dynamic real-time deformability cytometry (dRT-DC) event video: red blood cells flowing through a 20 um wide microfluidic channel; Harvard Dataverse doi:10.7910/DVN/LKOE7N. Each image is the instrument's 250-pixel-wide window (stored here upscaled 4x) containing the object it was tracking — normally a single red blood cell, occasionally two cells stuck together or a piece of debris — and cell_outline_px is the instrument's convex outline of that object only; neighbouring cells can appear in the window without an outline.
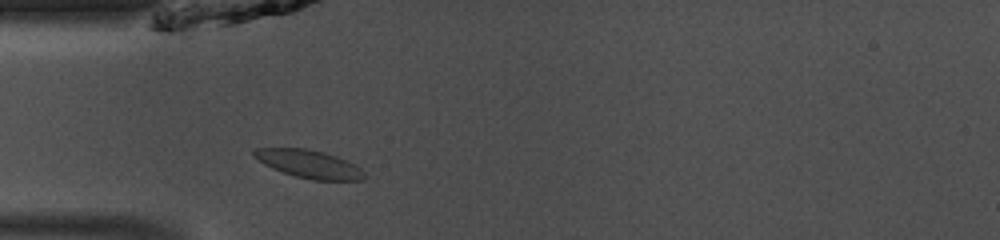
{"species": "common noctule bat (a hibernating species)", "species_latin": "Nyctalus noctula", "temperature_condition": "room temperature", "stored_images_in_passage": 38, "camera_frame_rate_fps": 3000, "um_per_image_px": 0.085, "animal": {"sex": "male", "body_mass_g": 13.0, "forearm_length_mm": 53.1}, "frame": {"image": 1, "passage_image": 4, "time_ms": 1.0, "image_size_px": [1000, 240], "cell_outline_px": [[368, 176], [364, 180], [312, 180], [296, 176], [272, 168], [264, 164], [252, 156], [252, 152], [256, 148], [304, 148], [324, 152], [336, 156], [360, 168]], "centroid_in_image_um": [26.26, 13.94], "position_along_channel_um": 58.7, "area_um2": 17.92}}
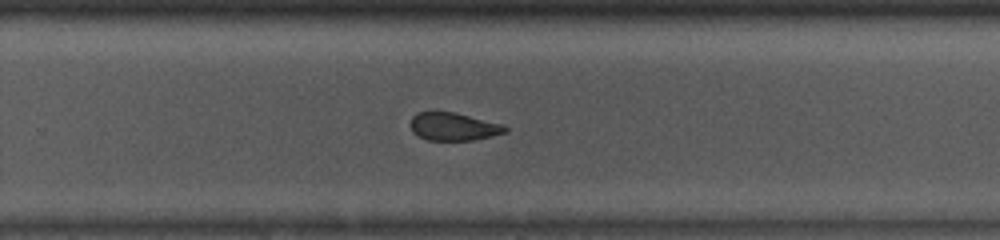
{"frame": {"image": 2, "passage_image": 21, "time_ms": 6.667, "image_size_px": [1000, 240], "cell_outline_px": [[508, 132], [476, 140], [428, 140], [412, 132], [408, 124], [412, 116], [416, 112], [432, 108], [456, 112], [500, 124], [508, 128]], "centroid_in_image_um": [38.45, 10.71], "position_along_channel_um": 291.3, "area_um2": 16.07}}
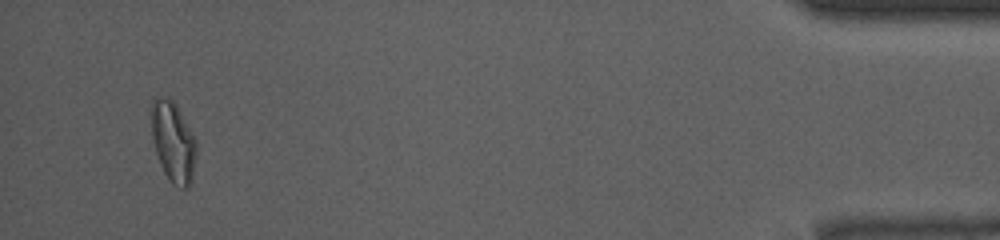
{"frame": {"image": 3, "passage_image": 36, "time_ms": 11.667, "image_size_px": [1000, 240], "cell_outline_px": [[196, 152], [192, 180], [188, 188], [180, 188], [172, 184], [164, 172], [160, 164], [152, 140], [148, 108], [152, 100], [160, 96], [168, 96], [176, 104], [196, 140]], "centroid_in_image_um": [14.67, 12.01], "position_along_channel_um": 420.5, "area_um2": 21.62}, "authors_computed_cell_mechanics": {"area_um2": 16.8487, "velocity_mm_per_s": 4.1172, "shape_relaxation_time_tau1_ms": null, "shape_relaxation_time_tau2_ms": 2.0035, "deformation_change_tau1": null, "deformation_change_tau2": 0.0724}}